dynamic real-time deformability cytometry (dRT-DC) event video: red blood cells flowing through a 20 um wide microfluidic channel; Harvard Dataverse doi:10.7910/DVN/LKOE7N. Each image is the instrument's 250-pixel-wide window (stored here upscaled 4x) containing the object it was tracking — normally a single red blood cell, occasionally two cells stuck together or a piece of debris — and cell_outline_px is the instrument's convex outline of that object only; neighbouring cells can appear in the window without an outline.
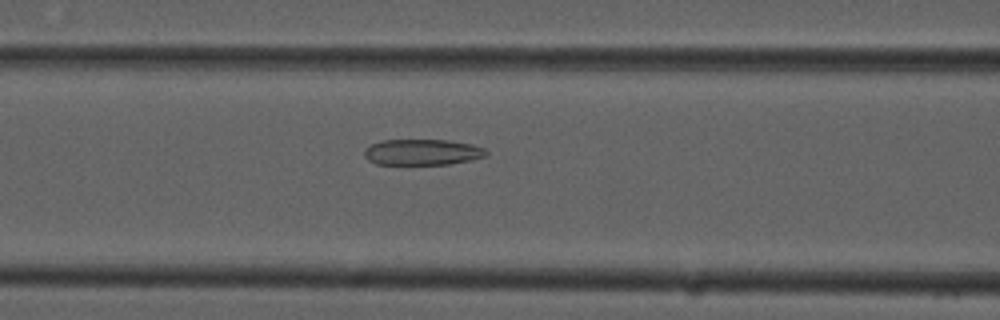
{"species": "common noctule bat (a hibernating species)", "species_latin": "Nyctalus noctula", "temperature_condition": "cold", "stored_images_in_passage": 48, "camera_frame_rate_fps": 3000, "um_per_image_px": 0.085, "animal": {"sex": "male", "forearm_length_mm": 52.5}, "frame": {"image": 1, "passage_image": 18, "time_ms": 5.667, "image_size_px": [1000, 320], "cell_outline_px": [[488, 156], [448, 164], [376, 164], [368, 160], [364, 156], [364, 148], [380, 140], [448, 140], [472, 144], [484, 148], [488, 152]], "centroid_in_image_um": [35.88, 12.92], "position_along_channel_um": 130.7, "area_um2": 18.44}}
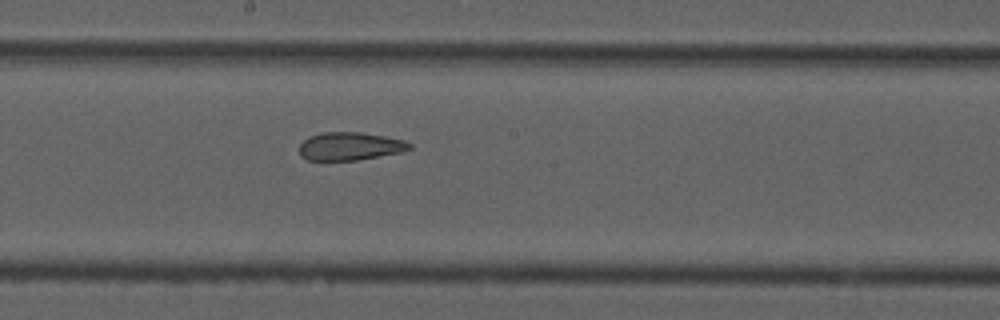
{"frame": {"image": 2, "passage_image": 25, "time_ms": 8.0, "image_size_px": [1000, 320], "cell_outline_px": [[412, 148], [400, 152], [356, 160], [308, 160], [300, 156], [300, 144], [308, 136], [324, 132], [360, 132], [384, 136], [404, 140], [412, 144]], "centroid_in_image_um": [29.73, 12.42], "position_along_channel_um": 218.5, "area_um2": 17.92}}
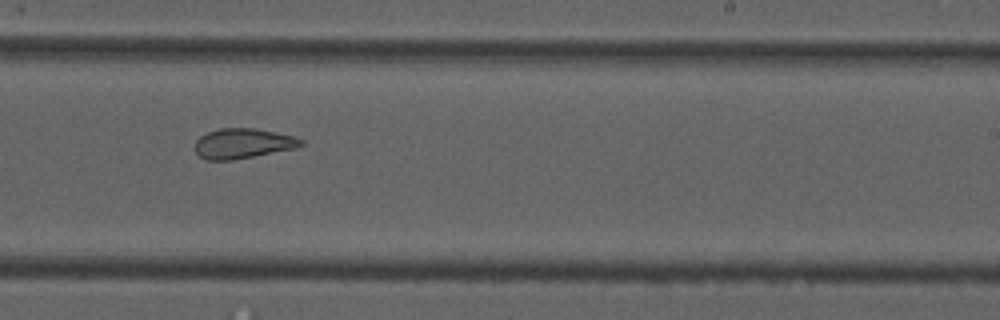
{"frame": {"image": 3, "passage_image": 29, "time_ms": 9.333, "image_size_px": [1000, 320], "cell_outline_px": [[304, 144], [296, 148], [232, 160], [204, 160], [192, 148], [196, 140], [200, 136], [208, 132], [220, 128], [252, 128], [292, 136], [304, 140]], "centroid_in_image_um": [20.59, 12.2], "position_along_channel_um": 268.4, "area_um2": 18.5}, "authors_computed_cell_mechanics": {"area_um2": 19.0162, "velocity_mm_per_s": 3.7674, "shape_relaxation_time_tau1_ms": null, "shape_relaxation_time_tau2_ms": 1.8349, "deformation_change_tau1": null, "deformation_change_tau2": 0.0954}}